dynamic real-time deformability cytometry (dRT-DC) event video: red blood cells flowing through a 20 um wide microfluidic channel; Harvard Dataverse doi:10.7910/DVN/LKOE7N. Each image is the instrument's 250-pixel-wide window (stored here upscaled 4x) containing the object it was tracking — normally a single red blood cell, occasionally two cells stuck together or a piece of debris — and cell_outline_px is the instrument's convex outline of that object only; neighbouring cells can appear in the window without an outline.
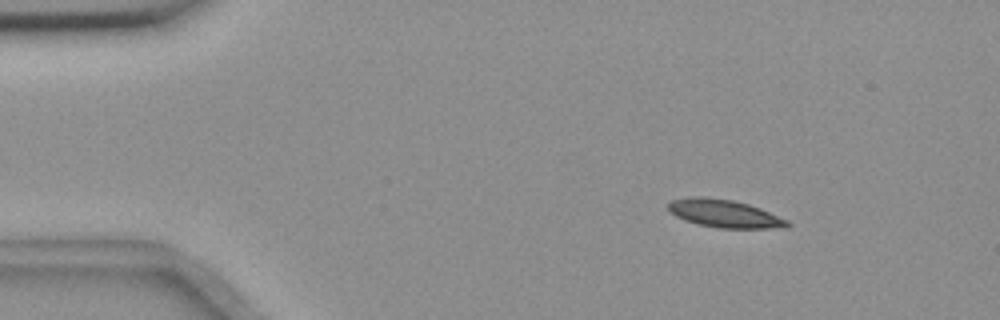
{"species": "common noctule bat (a hibernating species)", "species_latin": "Nyctalus noctula", "temperature_condition": "room temperature", "stored_images_in_passage": 8, "camera_frame_rate_fps": 3000, "um_per_image_px": 0.085, "animal": {"sex": "female", "body_mass_g": 18.4}, "frame": {"image": 1, "passage_image": 2, "time_ms": 1.0, "image_size_px": [1000, 320], "cell_outline_px": [[792, 224], [788, 228], [720, 228], [696, 224], [684, 220], [676, 216], [668, 208], [668, 204], [672, 200], [688, 196], [704, 196], [732, 200], [748, 204], [760, 208], [788, 220]], "centroid_in_image_um": [61.59, 18.15], "position_along_channel_um": 23.4, "area_um2": 19.48}}
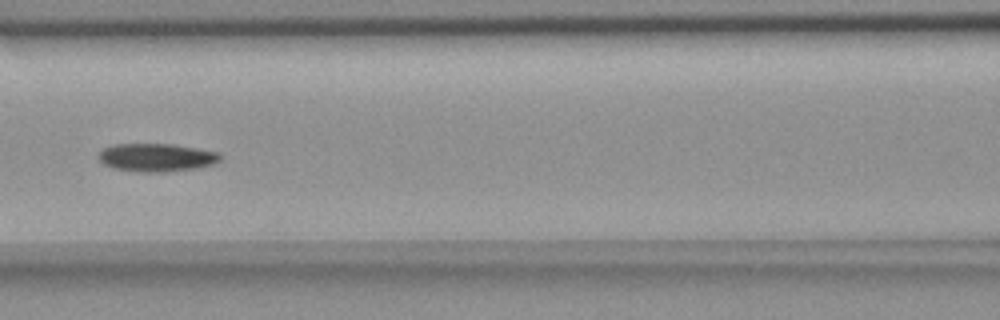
{"frame": {"image": 2, "passage_image": 7, "time_ms": 6.667, "image_size_px": [1000, 320], "cell_outline_px": [[220, 160], [216, 164], [200, 168], [164, 172], [140, 172], [112, 168], [104, 164], [96, 156], [104, 148], [116, 144], [172, 144], [220, 152]], "centroid_in_image_um": [13.33, 13.39], "position_along_channel_um": 153.3, "area_um2": 20.11}}
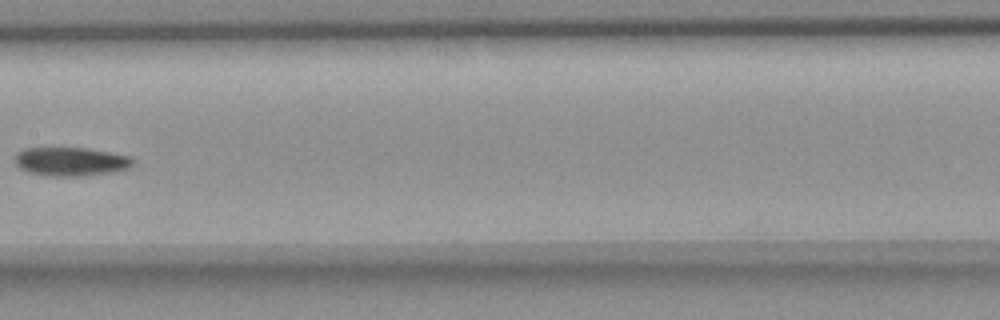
{"frame": {"image": 3, "passage_image": 8, "time_ms": 8.0, "image_size_px": [1000, 320], "cell_outline_px": [[132, 164], [128, 168], [116, 172], [80, 176], [48, 176], [28, 172], [20, 168], [16, 164], [16, 152], [24, 148], [88, 148], [132, 156]], "centroid_in_image_um": [6.03, 13.73], "position_along_channel_um": 201.4, "area_um2": 19.83}}